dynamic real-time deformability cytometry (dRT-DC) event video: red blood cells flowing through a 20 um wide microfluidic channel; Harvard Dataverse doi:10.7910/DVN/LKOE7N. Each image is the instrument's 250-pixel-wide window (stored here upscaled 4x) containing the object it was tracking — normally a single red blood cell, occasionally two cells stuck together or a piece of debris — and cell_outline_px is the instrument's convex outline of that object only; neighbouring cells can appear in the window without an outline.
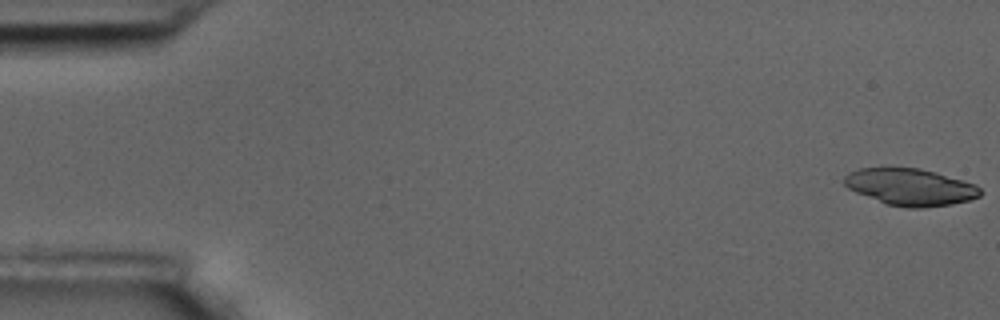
{"species": "common noctule bat (a hibernating species)", "species_latin": "Nyctalus noctula", "temperature_condition": "room temperature", "stored_images_in_passage": 5, "camera_frame_rate_fps": 3000, "um_per_image_px": 0.085, "animal": {"sex": "male", "body_mass_g": 17.5, "forearm_length_mm": 52.3}, "frame": {"image": 1, "passage_image": 1, "time_ms": 0.0, "image_size_px": [1000, 320], "cell_outline_px": [[984, 192], [980, 196], [968, 200], [952, 204], [924, 208], [908, 208], [884, 204], [856, 192], [848, 188], [844, 184], [844, 176], [848, 172], [860, 168], [920, 168], [936, 172], [976, 184]], "centroid_in_image_um": [77.39, 15.9], "position_along_channel_um": 7.6, "area_um2": 29.42}}
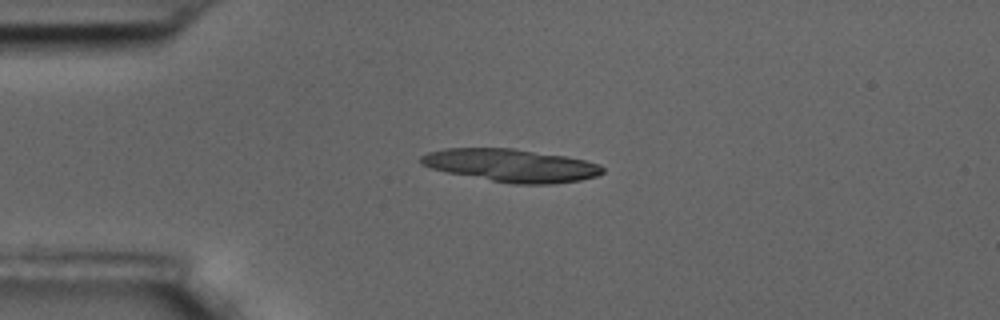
{"frame": {"image": 2, "passage_image": 4, "time_ms": 1.0, "image_size_px": [1000, 320], "cell_outline_px": [[604, 172], [596, 176], [580, 180], [552, 184], [512, 184], [448, 172], [432, 168], [420, 164], [420, 156], [428, 152], [444, 148], [512, 148], [564, 156], [584, 160], [600, 164], [604, 168]], "centroid_in_image_um": [43.45, 14.06], "position_along_channel_um": 41.6, "area_um2": 34.56}}